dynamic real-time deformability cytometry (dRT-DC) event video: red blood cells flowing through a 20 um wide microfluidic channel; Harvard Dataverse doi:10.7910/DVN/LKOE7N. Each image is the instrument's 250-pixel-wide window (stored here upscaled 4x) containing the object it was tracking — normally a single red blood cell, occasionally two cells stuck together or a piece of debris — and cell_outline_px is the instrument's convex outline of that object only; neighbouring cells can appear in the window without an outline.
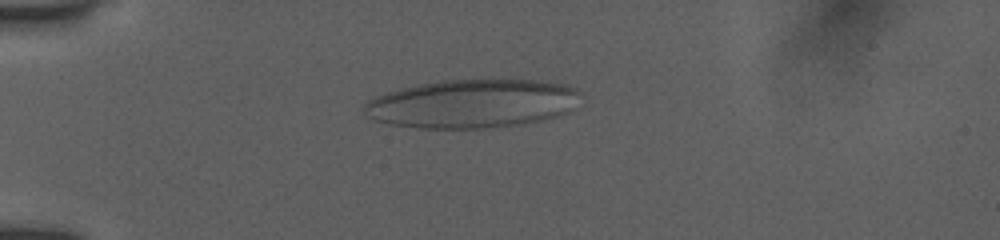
{"species": "human", "species_latin": "Homo sapiens", "temperature_condition": "room temperature", "stored_images_in_passage": 13, "camera_frame_rate_fps": 3000, "um_per_image_px": 0.085, "donor": {"sex": "female"}, "frame": {"image": 1, "passage_image": 1, "time_ms": 0.0, "image_size_px": [1000, 240], "cell_outline_px": [[580, 92], [568, 112], [560, 116], [544, 120], [524, 124], [480, 128], [420, 128], [388, 124], [372, 120], [364, 116], [364, 104], [368, 100], [376, 96], [388, 92], [420, 84], [440, 80], [492, 76], [540, 80], [564, 84], [576, 88]], "centroid_in_image_um": [40.15, 8.77], "position_along_channel_um": 44.9, "area_um2": 62.71}}
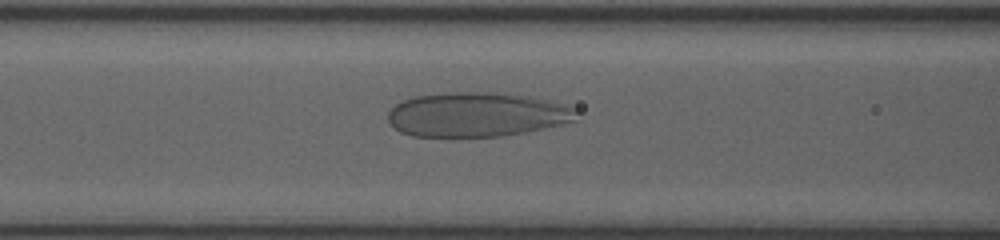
{"frame": {"image": 2, "passage_image": 10, "time_ms": 3.0, "image_size_px": [1000, 240], "cell_outline_px": [[580, 112], [576, 120], [560, 124], [524, 132], [500, 136], [412, 136], [400, 132], [388, 120], [388, 112], [400, 100], [416, 96], [452, 92], [488, 92], [532, 96], [552, 100], [576, 108]], "centroid_in_image_um": [40.56, 9.72], "position_along_channel_um": 126.0, "area_um2": 48.84}}
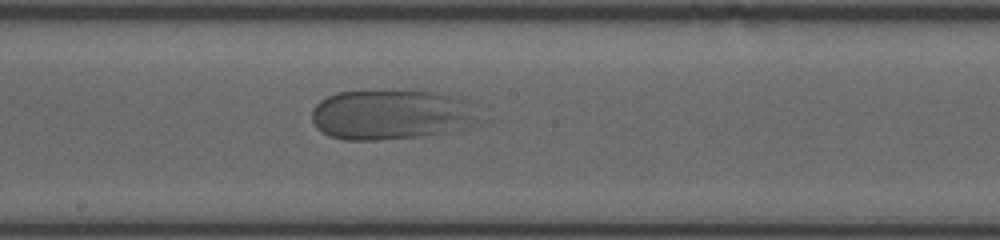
{"frame": {"image": 3, "passage_image": 13, "time_ms": 4.0, "image_size_px": [1000, 240], "cell_outline_px": [[472, 116], [444, 132], [420, 136], [376, 140], [344, 140], [328, 136], [316, 128], [312, 120], [312, 108], [320, 100], [336, 92], [432, 92], [464, 100]], "centroid_in_image_um": [32.92, 9.76], "position_along_channel_um": 215.3, "area_um2": 46.18}}